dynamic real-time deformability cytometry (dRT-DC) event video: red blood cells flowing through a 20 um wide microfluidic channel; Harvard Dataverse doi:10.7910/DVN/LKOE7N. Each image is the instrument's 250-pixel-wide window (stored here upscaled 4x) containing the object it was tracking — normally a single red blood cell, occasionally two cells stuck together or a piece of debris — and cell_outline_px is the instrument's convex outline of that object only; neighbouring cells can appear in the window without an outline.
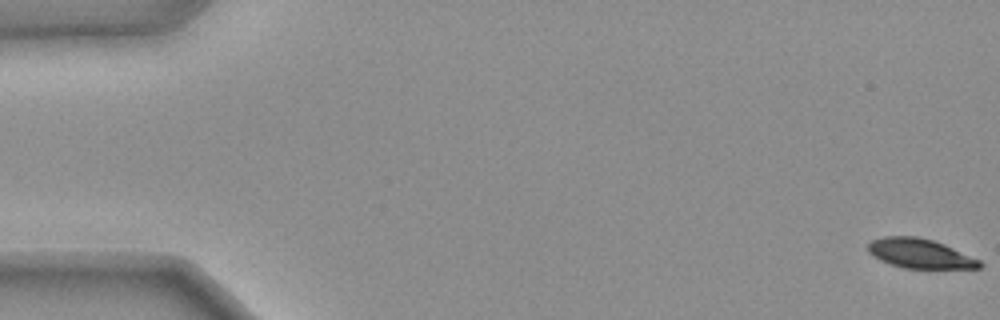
{"species": "common noctule bat (a hibernating species)", "species_latin": "Nyctalus noctula", "temperature_condition": "warm", "stored_images_in_passage": 47, "camera_frame_rate_fps": 3000, "um_per_image_px": 0.085, "animal": {"sex": "female", "body_mass_g": 25.1}, "frame": {"image": 1, "passage_image": 1, "time_ms": 0.0, "image_size_px": [1000, 320], "cell_outline_px": [[984, 264], [980, 268], [904, 268], [880, 260], [868, 252], [868, 244], [872, 240], [884, 236], [916, 236], [932, 240], [944, 244], [980, 260]], "centroid_in_image_um": [78.2, 21.54], "position_along_channel_um": 6.8, "area_um2": 19.02}}
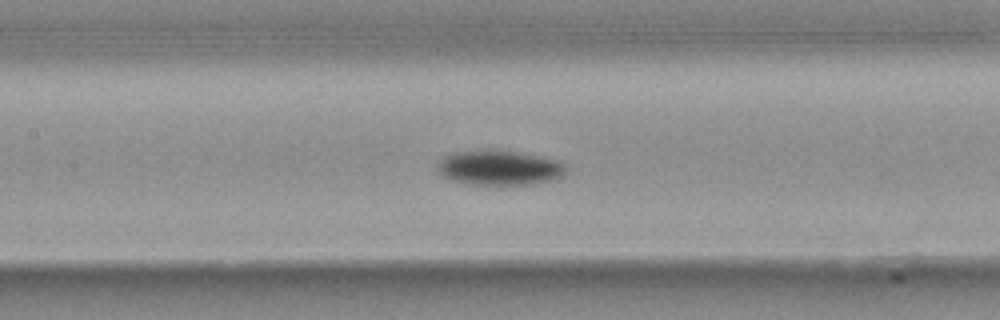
{"frame": {"image": 2, "passage_image": 26, "time_ms": 8.333, "image_size_px": [1000, 320], "cell_outline_px": [[568, 168], [564, 176], [532, 184], [468, 184], [452, 180], [444, 176], [440, 172], [440, 160], [444, 156], [456, 152], [484, 148], [500, 148], [560, 160]], "centroid_in_image_um": [42.5, 14.22], "position_along_channel_um": 164.9, "area_um2": 26.41}}
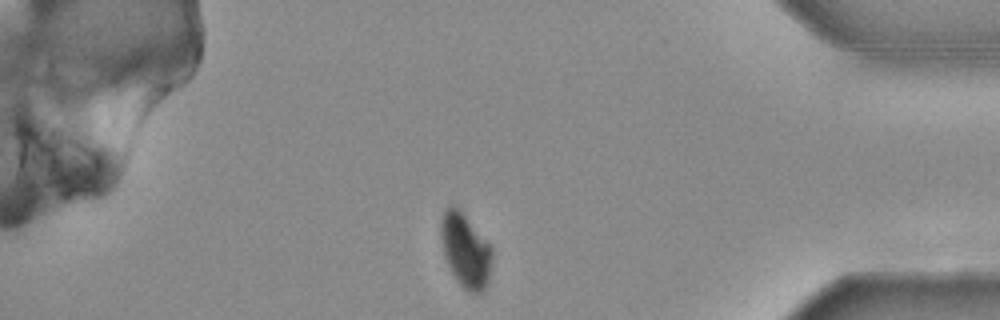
{"frame": {"image": 3, "passage_image": 47, "time_ms": 15.333, "image_size_px": [1000, 320], "cell_outline_px": [[492, 256], [488, 284], [480, 292], [468, 292], [456, 280], [444, 256], [440, 232], [440, 224], [444, 208], [448, 204], [456, 204], [492, 248]], "centroid_in_image_um": [39.54, 21.24], "position_along_channel_um": 395.7, "area_um2": 22.08}, "authors_computed_cell_mechanics": {"area_um2": 24.6806, "velocity_mm_per_s": 3.7187, "shape_relaxation_time_tau1_ms": 2.3616, "shape_relaxation_time_tau2_ms": null, "deformation_change_tau1": 0.1353, "deformation_change_tau2": null}}